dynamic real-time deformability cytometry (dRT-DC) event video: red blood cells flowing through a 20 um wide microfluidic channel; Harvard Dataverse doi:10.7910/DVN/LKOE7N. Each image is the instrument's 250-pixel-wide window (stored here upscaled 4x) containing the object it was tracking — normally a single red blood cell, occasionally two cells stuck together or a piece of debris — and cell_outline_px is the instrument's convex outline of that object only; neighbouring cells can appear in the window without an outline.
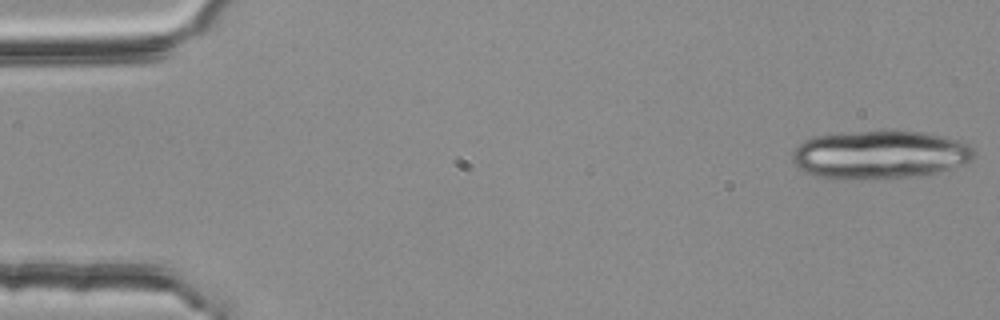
{"species": "common noctule bat (a hibernating species)", "species_latin": "Nyctalus noctula", "temperature_condition": "room temperature", "stored_images_in_passage": 4, "camera_frame_rate_fps": 3000, "um_per_image_px": 0.085, "animal": {"sex": "female", "body_mass_g": 25.1}, "frame": {"image": 1, "passage_image": 1, "time_ms": 0.0, "image_size_px": [1000, 320], "cell_outline_px": [[976, 156], [972, 160], [964, 164], [936, 172], [908, 176], [816, 176], [804, 172], [796, 168], [792, 160], [792, 152], [804, 140], [816, 136], [840, 132], [920, 132], [940, 136], [956, 140], [968, 144], [972, 148]], "centroid_in_image_um": [74.76, 13.11], "position_along_channel_um": 10.2, "area_um2": 49.36}}